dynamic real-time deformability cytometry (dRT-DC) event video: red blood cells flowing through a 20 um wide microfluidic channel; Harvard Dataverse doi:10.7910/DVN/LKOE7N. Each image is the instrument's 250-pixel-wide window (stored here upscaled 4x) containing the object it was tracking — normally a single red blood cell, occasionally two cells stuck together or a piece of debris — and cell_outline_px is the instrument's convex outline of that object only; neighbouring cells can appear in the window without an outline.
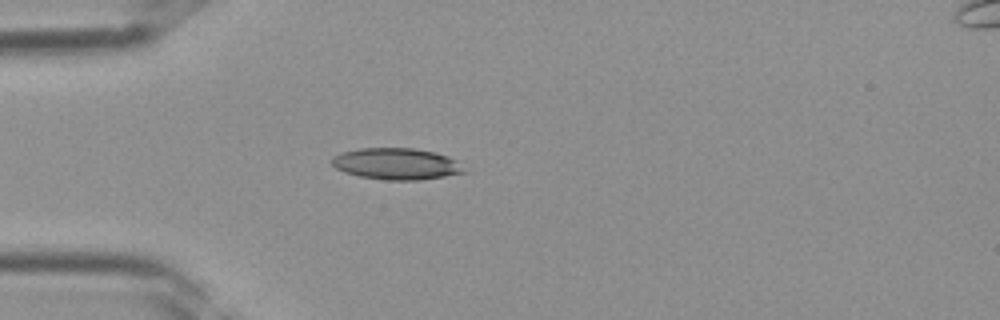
{"species": "Egyptian fruit bat (a non-hibernating species)", "species_latin": "Rousettus aegyptiacus", "temperature_condition": "room temperature", "stored_images_in_passage": 28, "camera_frame_rate_fps": 3000, "um_per_image_px": 0.085, "frame": {"image": 1, "passage_image": 1, "time_ms": 0.0, "image_size_px": [1000, 320], "cell_outline_px": [[468, 172], [420, 180], [384, 180], [360, 176], [344, 172], [336, 168], [332, 164], [332, 156], [340, 152], [360, 148], [416, 148], [436, 152], [448, 156], [456, 160]], "centroid_in_image_um": [33.7, 13.92], "position_along_channel_um": 51.3, "area_um2": 24.45}}
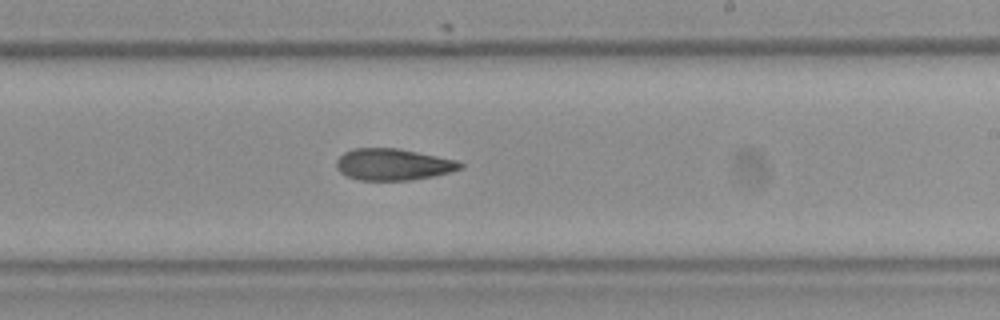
{"frame": {"image": 2, "passage_image": 13, "time_ms": 4.0, "image_size_px": [1000, 320], "cell_outline_px": [[464, 168], [432, 176], [412, 180], [360, 180], [348, 176], [340, 172], [336, 168], [336, 160], [344, 152], [352, 148], [400, 148], [456, 160], [464, 164]], "centroid_in_image_um": [33.4, 13.97], "position_along_channel_um": 255.6, "area_um2": 22.83}}
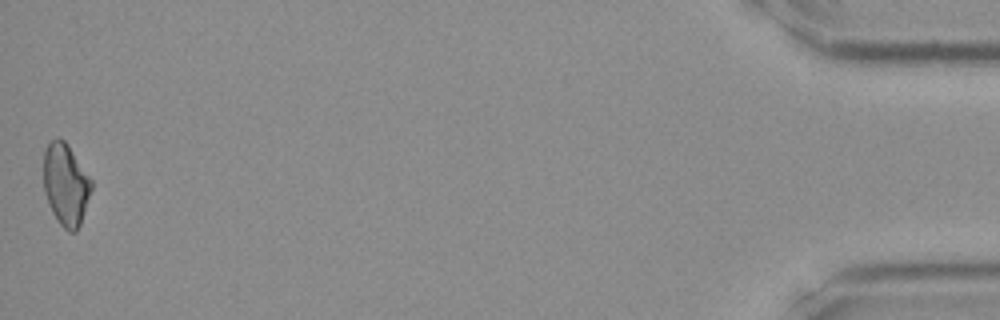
{"frame": {"image": 3, "passage_image": 28, "time_ms": 9.0, "image_size_px": [1000, 320], "cell_outline_px": [[92, 188], [80, 224], [76, 232], [68, 232], [56, 220], [48, 204], [44, 192], [44, 152], [48, 144], [56, 136], [60, 136], [68, 144], [92, 180]], "centroid_in_image_um": [5.58, 15.67], "position_along_channel_um": 429.6, "area_um2": 22.95}}